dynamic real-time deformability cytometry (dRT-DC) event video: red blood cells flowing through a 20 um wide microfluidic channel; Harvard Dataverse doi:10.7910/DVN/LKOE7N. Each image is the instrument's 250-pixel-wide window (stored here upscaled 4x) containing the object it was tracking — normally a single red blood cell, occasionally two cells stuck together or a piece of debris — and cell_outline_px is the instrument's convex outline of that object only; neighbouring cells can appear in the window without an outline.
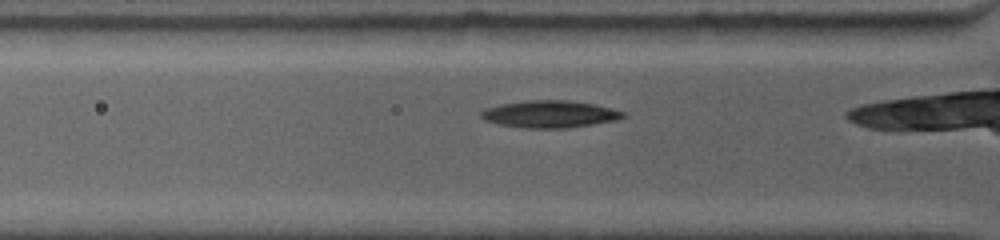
{"species": "common noctule bat (a hibernating species)", "species_latin": "Nyctalus noctula", "temperature_condition": "warm", "stored_images_in_passage": 25, "camera_frame_rate_fps": 4500, "um_per_image_px": 0.085, "animal": {"sex": "female", "body_mass_g": 19.0, "forearm_length_mm": 53.3}, "frame": {"image": 1, "passage_image": 4, "time_ms": 1.111, "image_size_px": [1000, 240], "cell_outline_px": [[624, 116], [616, 120], [564, 128], [524, 128], [500, 124], [484, 120], [480, 116], [480, 112], [488, 108], [504, 104], [528, 100], [564, 100], [592, 104], [624, 112]], "centroid_in_image_um": [46.69, 9.7], "position_along_channel_um": 79.1, "area_um2": 21.85}}
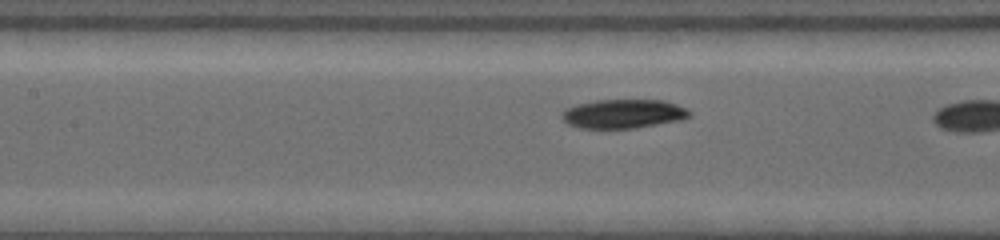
{"frame": {"image": 2, "passage_image": 10, "time_ms": 3.111, "image_size_px": [1000, 240], "cell_outline_px": [[688, 116], [676, 120], [632, 128], [580, 128], [568, 124], [560, 116], [568, 108], [580, 104], [596, 100], [660, 100], [676, 104], [684, 108], [688, 112]], "centroid_in_image_um": [52.91, 9.67], "position_along_channel_um": 154.5, "area_um2": 20.81}}
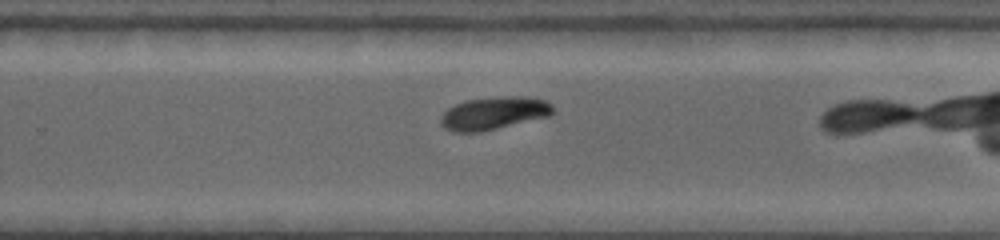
{"frame": {"image": 3, "passage_image": 20, "time_ms": 6.667, "image_size_px": [1000, 240], "cell_outline_px": [[552, 112], [548, 116], [480, 132], [452, 132], [444, 128], [440, 124], [440, 120], [444, 112], [448, 108], [456, 104], [468, 100], [508, 96], [520, 96], [544, 100], [552, 104]], "centroid_in_image_um": [41.93, 9.63], "position_along_channel_um": 287.9, "area_um2": 21.04}}